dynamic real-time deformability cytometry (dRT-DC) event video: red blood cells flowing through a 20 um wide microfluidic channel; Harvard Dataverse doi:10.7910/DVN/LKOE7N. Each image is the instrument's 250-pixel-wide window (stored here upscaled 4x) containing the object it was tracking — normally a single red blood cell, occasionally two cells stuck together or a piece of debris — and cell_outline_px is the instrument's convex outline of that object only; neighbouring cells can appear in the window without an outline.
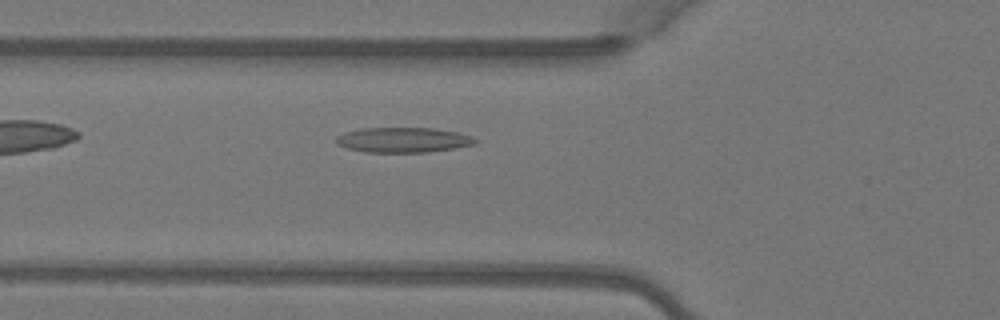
{"species": "Egyptian fruit bat (a non-hibernating species)", "species_latin": "Rousettus aegyptiacus", "temperature_condition": "warm", "stored_images_in_passage": 2, "camera_frame_rate_fps": 3000, "um_per_image_px": 0.085, "animal": {"sex": "female"}, "frame": {"image": 1, "passage_image": 2, "time_ms": 0.333, "image_size_px": [1000, 320], "cell_outline_px": [[476, 144], [456, 148], [428, 152], [364, 152], [348, 148], [336, 144], [336, 136], [344, 132], [360, 128], [432, 128], [456, 132], [472, 136], [476, 140]], "centroid_in_image_um": [34.25, 11.89], "position_along_channel_um": 91.6, "area_um2": 20.35}}